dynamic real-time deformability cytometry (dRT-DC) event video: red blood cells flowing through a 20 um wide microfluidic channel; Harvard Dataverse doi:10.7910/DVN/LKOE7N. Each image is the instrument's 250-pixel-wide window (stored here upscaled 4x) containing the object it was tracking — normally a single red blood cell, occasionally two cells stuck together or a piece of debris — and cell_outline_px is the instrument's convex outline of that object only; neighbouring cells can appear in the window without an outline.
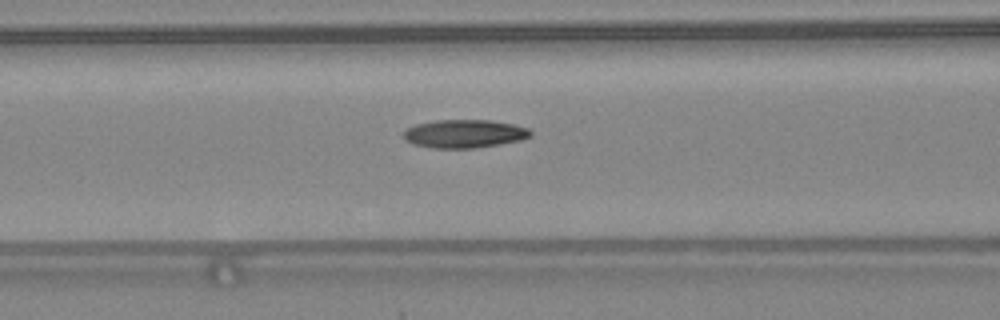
{"species": "common noctule bat (a hibernating species)", "species_latin": "Nyctalus noctula", "temperature_condition": "warm", "stored_images_in_passage": 48, "camera_frame_rate_fps": 3000, "um_per_image_px": 0.085, "animal": {"sex": "female", "body_mass_g": 24.6, "forearm_length_mm": 56.2}, "frame": {"image": 1, "passage_image": 21, "time_ms": 6.667, "image_size_px": [1000, 320], "cell_outline_px": [[532, 136], [520, 140], [500, 144], [476, 148], [432, 148], [412, 144], [404, 140], [404, 132], [408, 128], [416, 124], [436, 120], [492, 120], [512, 124], [528, 128], [532, 132]], "centroid_in_image_um": [39.47, 11.37], "position_along_channel_um": 127.1, "area_um2": 20.98}}
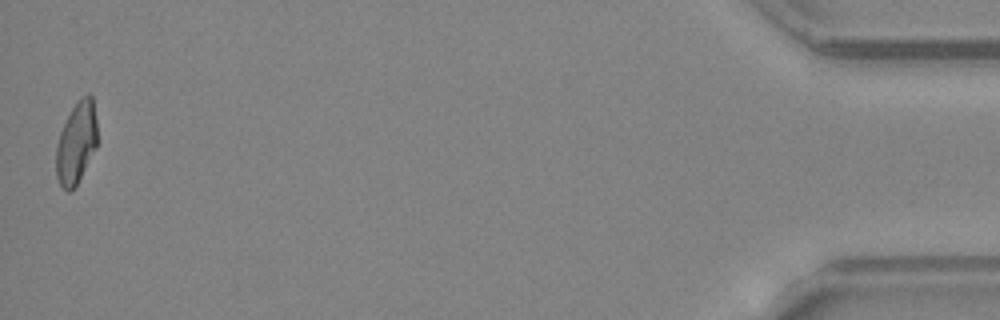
{"frame": {"image": 2, "passage_image": 48, "time_ms": 15.667, "image_size_px": [1000, 320], "cell_outline_px": [[96, 148], [72, 192], [68, 192], [60, 184], [56, 176], [56, 144], [60, 132], [72, 108], [80, 96], [88, 92], [92, 96], [96, 120]], "centroid_in_image_um": [6.48, 12.13], "position_along_channel_um": 428.7, "area_um2": 19.54}, "authors_computed_cell_mechanics": {"area_um2": 20.23, "velocity_mm_per_s": 4.3974, "shape_relaxation_time_tau1_ms": null, "shape_relaxation_time_tau2_ms": 2.9063, "deformation_change_tau1": null, "deformation_change_tau2": 0.1039}}